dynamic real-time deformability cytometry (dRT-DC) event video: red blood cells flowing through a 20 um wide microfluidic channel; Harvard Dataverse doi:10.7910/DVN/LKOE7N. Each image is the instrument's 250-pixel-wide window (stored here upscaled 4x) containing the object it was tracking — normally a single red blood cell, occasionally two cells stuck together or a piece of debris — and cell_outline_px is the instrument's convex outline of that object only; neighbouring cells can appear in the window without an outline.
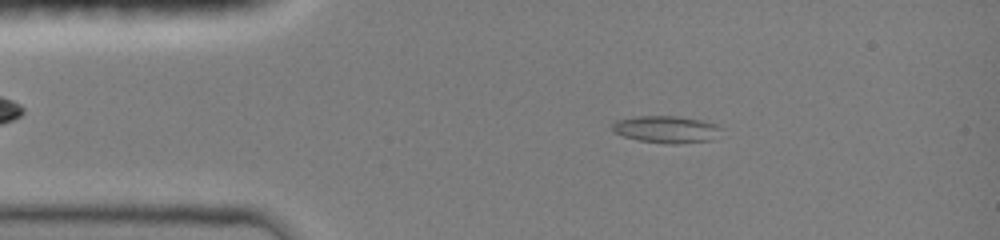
{"species": "common noctule bat (a hibernating species)", "species_latin": "Nyctalus noctula", "temperature_condition": "room temperature", "stored_images_in_passage": 50, "camera_frame_rate_fps": 3000, "um_per_image_px": 0.085, "animal": {"sex": "female", "body_mass_g": 19.0, "forearm_length_mm": 51.5}, "frame": {"image": 1, "passage_image": 8, "time_ms": 1.667, "image_size_px": [1000, 240], "cell_outline_px": [[720, 128], [712, 140], [676, 144], [672, 144], [636, 140], [612, 132], [612, 124], [616, 120], [636, 116], [676, 116], [700, 120], [716, 124]], "centroid_in_image_um": [56.57, 10.99], "position_along_channel_um": 28.4, "area_um2": 17.05}}
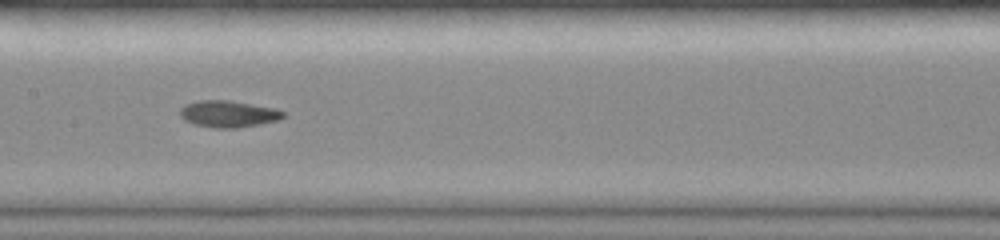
{"frame": {"image": 2, "passage_image": 31, "time_ms": 6.667, "image_size_px": [1000, 240], "cell_outline_px": [[284, 116], [276, 120], [260, 124], [236, 128], [216, 128], [192, 124], [184, 120], [180, 116], [180, 108], [184, 104], [200, 100], [228, 100], [276, 108], [284, 112]], "centroid_in_image_um": [19.36, 9.68], "position_along_channel_um": 188.0, "area_um2": 16.07}}
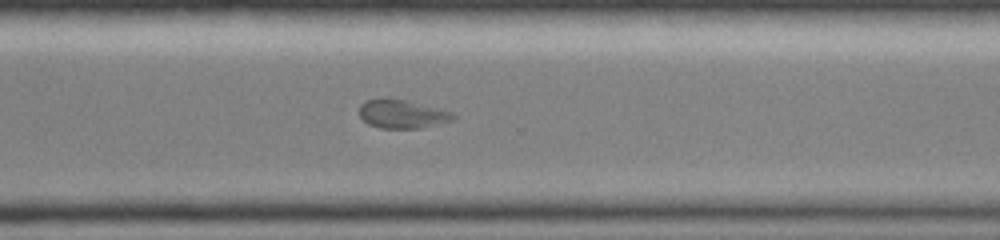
{"frame": {"image": 3, "passage_image": 49, "time_ms": 10.333, "image_size_px": [1000, 240], "cell_outline_px": [[456, 116], [452, 120], [420, 128], [380, 128], [368, 124], [360, 116], [360, 104], [364, 100], [404, 100], [452, 112]], "centroid_in_image_um": [34.16, 9.72], "position_along_channel_um": 336.4, "area_um2": 15.03}}